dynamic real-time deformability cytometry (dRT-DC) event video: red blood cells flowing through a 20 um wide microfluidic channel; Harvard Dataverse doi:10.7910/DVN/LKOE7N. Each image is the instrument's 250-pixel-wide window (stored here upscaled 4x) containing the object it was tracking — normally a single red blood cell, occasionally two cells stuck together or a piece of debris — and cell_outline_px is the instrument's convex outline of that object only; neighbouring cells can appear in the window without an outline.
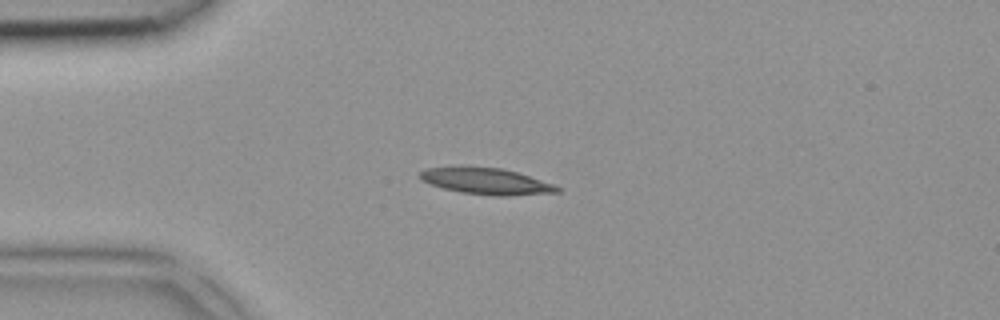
{"species": "common noctule bat (a hibernating species)", "species_latin": "Nyctalus noctula", "temperature_condition": "room temperature", "stored_images_in_passage": 5, "camera_frame_rate_fps": 3000, "um_per_image_px": 0.085, "animal": {"sex": "female", "body_mass_g": 18.4}, "frame": {"image": 1, "passage_image": 4, "time_ms": 1.0, "image_size_px": [1000, 320], "cell_outline_px": [[560, 192], [508, 196], [492, 196], [460, 192], [444, 188], [432, 184], [424, 180], [420, 176], [420, 172], [428, 168], [460, 164], [464, 164], [500, 168], [516, 172], [552, 184], [560, 188]], "centroid_in_image_um": [41.29, 15.37], "position_along_channel_um": 43.7, "area_um2": 21.33}}